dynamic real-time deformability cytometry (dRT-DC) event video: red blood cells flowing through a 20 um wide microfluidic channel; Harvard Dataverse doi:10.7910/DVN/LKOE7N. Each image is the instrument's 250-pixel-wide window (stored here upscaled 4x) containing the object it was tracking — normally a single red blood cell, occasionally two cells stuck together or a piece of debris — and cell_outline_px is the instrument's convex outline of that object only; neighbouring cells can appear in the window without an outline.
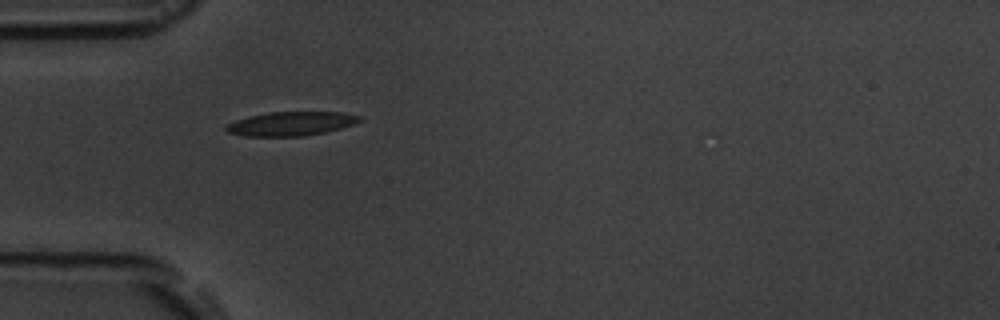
{"species": "common noctule bat (a hibernating species)", "species_latin": "Nyctalus noctula", "temperature_condition": "room temperature", "stored_images_in_passage": 1, "camera_frame_rate_fps": 3000, "um_per_image_px": 0.085, "animal": {"sex": "male", "body_mass_g": 19.5, "forearm_length_mm": 54.6}, "frame": {"image": 1, "passage_image": 1, "time_ms": 0.0, "image_size_px": [1000, 320], "cell_outline_px": [[364, 120], [340, 128], [324, 132], [304, 136], [244, 136], [228, 132], [224, 128], [228, 124], [236, 120], [248, 116], [268, 112], [340, 112], [364, 116]], "centroid_in_image_um": [24.76, 10.5], "position_along_channel_um": 60.2, "area_um2": 18.67}}